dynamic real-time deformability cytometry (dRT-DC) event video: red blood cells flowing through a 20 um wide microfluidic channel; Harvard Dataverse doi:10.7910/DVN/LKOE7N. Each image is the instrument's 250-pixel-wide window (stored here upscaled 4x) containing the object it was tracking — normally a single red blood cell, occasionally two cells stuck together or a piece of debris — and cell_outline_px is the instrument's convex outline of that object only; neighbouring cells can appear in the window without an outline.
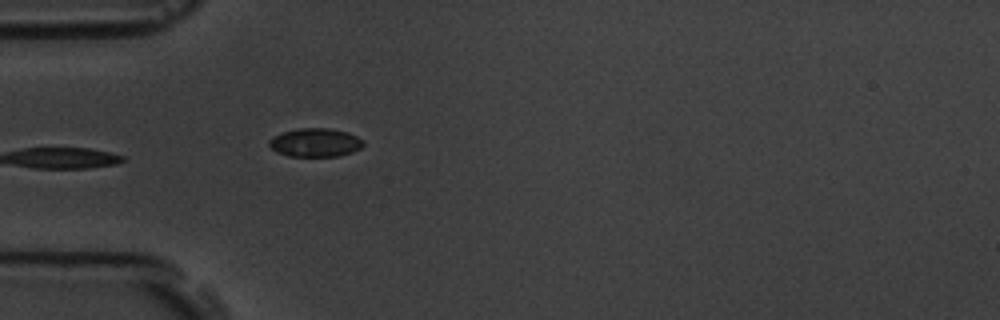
{"species": "common noctule bat (a hibernating species)", "species_latin": "Nyctalus noctula", "temperature_condition": "room temperature", "stored_images_in_passage": 6, "camera_frame_rate_fps": 3000, "um_per_image_px": 0.085, "animal": {"sex": "male", "body_mass_g": 19.5, "forearm_length_mm": 54.6}, "frame": {"image": 1, "passage_image": 6, "time_ms": 5.667, "image_size_px": [1000, 320], "cell_outline_px": [[364, 144], [360, 148], [352, 152], [340, 156], [288, 156], [276, 152], [268, 144], [268, 140], [272, 136], [284, 132], [300, 128], [328, 128], [348, 132], [364, 140]], "centroid_in_image_um": [26.8, 12.12], "position_along_channel_um": 58.2, "area_um2": 15.72}}